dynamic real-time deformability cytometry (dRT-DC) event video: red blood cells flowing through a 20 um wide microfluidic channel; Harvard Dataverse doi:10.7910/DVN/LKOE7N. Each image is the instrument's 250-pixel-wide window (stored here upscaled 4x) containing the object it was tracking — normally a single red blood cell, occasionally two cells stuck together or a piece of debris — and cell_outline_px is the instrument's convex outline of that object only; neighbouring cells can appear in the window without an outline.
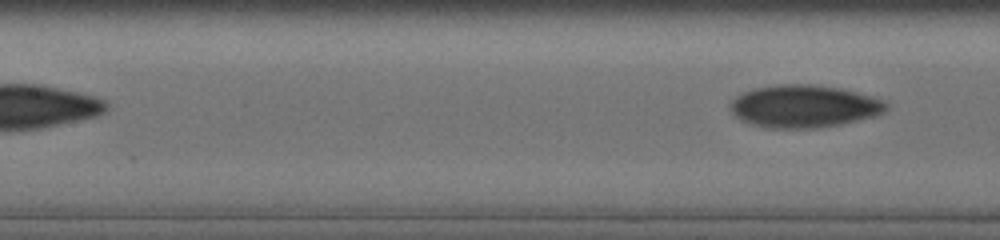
{"species": "human", "species_latin": "Homo sapiens", "temperature_condition": "cold", "stored_images_in_passage": 10, "segment_of_instrument_passage": [2, 2], "camera_frame_rate_fps": 3000, "um_per_image_px": 0.085, "donor": {"sex": "male"}, "frame": {"image": 1, "passage_image": 10, "time_ms": 4.667, "image_size_px": [1000, 240], "cell_outline_px": [[888, 108], [884, 112], [872, 116], [840, 124], [812, 128], [768, 128], [752, 124], [740, 120], [728, 108], [732, 100], [736, 96], [752, 88], [780, 84], [812, 84], [840, 88], [856, 92], [884, 100], [888, 104]], "centroid_in_image_um": [68.3, 9.02], "position_along_channel_um": 139.1, "area_um2": 38.55}}